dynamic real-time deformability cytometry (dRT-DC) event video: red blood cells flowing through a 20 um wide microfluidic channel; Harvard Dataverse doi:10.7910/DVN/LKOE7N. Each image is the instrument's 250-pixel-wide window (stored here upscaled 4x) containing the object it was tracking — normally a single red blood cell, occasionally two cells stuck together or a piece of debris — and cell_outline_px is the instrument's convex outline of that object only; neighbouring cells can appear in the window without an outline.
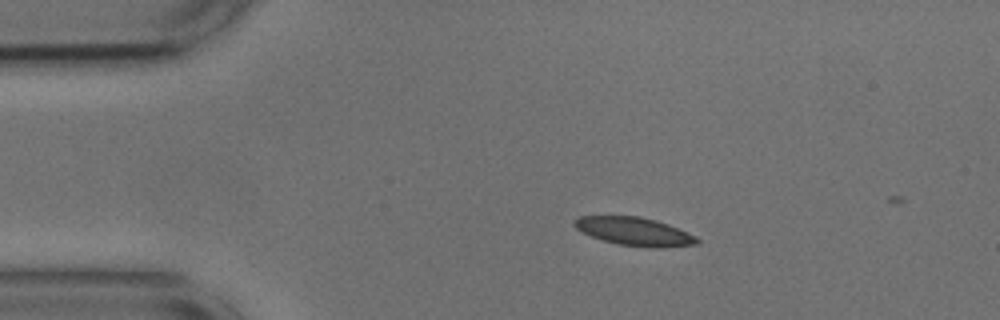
{"species": "common noctule bat (a hibernating species)", "species_latin": "Nyctalus noctula", "temperature_condition": "cold", "stored_images_in_passage": 13, "camera_frame_rate_fps": 3000, "um_per_image_px": 0.085, "animal": {"sex": "male", "body_mass_g": 17.9, "forearm_length_mm": 54.2}, "frame": {"image": 1, "passage_image": 9, "time_ms": 2.667, "image_size_px": [1000, 320], "cell_outline_px": [[700, 244], [660, 248], [648, 248], [616, 244], [580, 232], [572, 224], [580, 216], [640, 216], [656, 220], [668, 224], [696, 236], [700, 240]], "centroid_in_image_um": [53.95, 19.68], "position_along_channel_um": 31.0, "area_um2": 20.35}}